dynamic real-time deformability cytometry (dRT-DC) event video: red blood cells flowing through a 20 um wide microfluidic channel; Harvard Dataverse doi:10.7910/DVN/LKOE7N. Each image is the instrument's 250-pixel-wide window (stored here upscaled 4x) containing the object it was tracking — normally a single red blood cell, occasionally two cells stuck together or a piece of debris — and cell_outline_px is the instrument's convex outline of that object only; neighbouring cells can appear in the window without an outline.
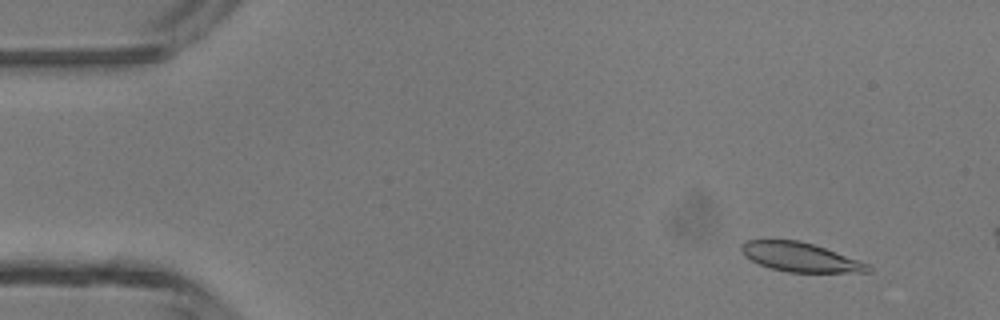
{"species": "common noctule bat (a hibernating species)", "species_latin": "Nyctalus noctula", "temperature_condition": "room temperature", "stored_images_in_passage": 2, "camera_frame_rate_fps": 3000, "um_per_image_px": 0.085, "animal": {"sex": "male", "body_mass_g": 13.3}, "frame": {"image": 1, "passage_image": 1, "time_ms": 0.0, "image_size_px": [1000, 320], "cell_outline_px": [[872, 272], [788, 272], [772, 268], [760, 264], [744, 256], [740, 248], [740, 244], [748, 240], [800, 240], [824, 248], [868, 264], [872, 268]], "centroid_in_image_um": [67.99, 21.85], "position_along_channel_um": 17.0, "area_um2": 21.15}}